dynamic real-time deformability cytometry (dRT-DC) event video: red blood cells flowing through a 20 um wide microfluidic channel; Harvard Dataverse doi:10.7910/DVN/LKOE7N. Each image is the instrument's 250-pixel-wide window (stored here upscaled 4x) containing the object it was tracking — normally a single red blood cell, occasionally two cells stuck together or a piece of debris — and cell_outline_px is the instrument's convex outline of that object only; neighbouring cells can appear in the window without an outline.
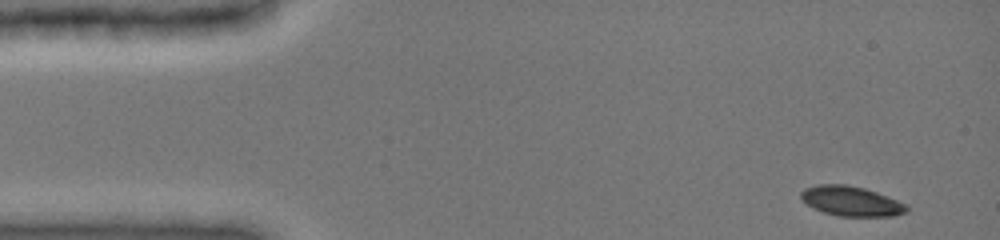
{"species": "common noctule bat (a hibernating species)", "species_latin": "Nyctalus noctula", "temperature_condition": "cold", "stored_images_in_passage": 11, "camera_frame_rate_fps": 3000, "um_per_image_px": 0.085, "animal": {"sex": "female", "body_mass_g": 19.0, "forearm_length_mm": 51.5}, "frame": {"image": 1, "passage_image": 1, "time_ms": 0.0, "image_size_px": [1000, 240], "cell_outline_px": [[908, 212], [892, 216], [840, 216], [824, 212], [812, 208], [800, 196], [800, 192], [804, 188], [816, 184], [848, 184], [864, 188], [876, 192], [896, 200], [904, 204], [908, 208]], "centroid_in_image_um": [72.32, 17.09], "position_along_channel_um": 12.7, "area_um2": 18.26}}
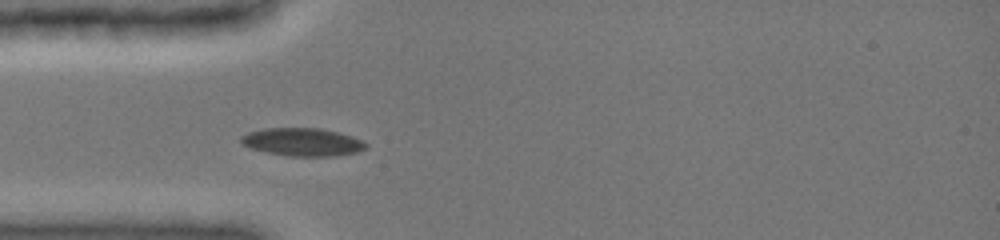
{"frame": {"image": 2, "passage_image": 8, "time_ms": 3.667, "image_size_px": [1000, 240], "cell_outline_px": [[368, 148], [356, 152], [336, 156], [292, 156], [268, 152], [252, 148], [244, 144], [240, 140], [240, 136], [248, 132], [264, 128], [320, 128], [352, 136], [368, 144]], "centroid_in_image_um": [25.73, 12.06], "position_along_channel_um": 59.3, "area_um2": 20.17}}
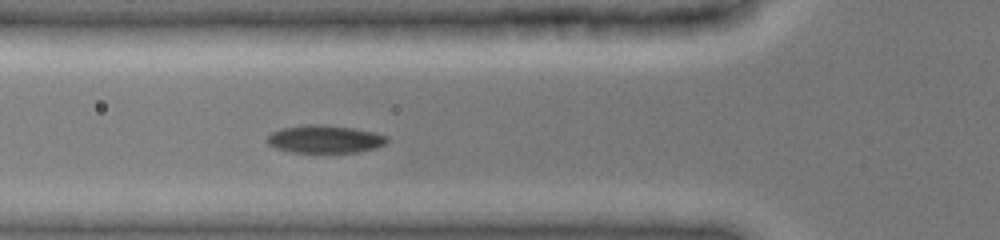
{"frame": {"image": 3, "passage_image": 11, "time_ms": 4.667, "image_size_px": [1000, 240], "cell_outline_px": [[388, 140], [384, 144], [376, 148], [356, 152], [292, 152], [276, 148], [268, 144], [264, 140], [272, 132], [280, 128], [304, 124], [324, 124], [352, 128], [372, 132], [388, 136]], "centroid_in_image_um": [27.57, 11.81], "position_along_channel_um": 98.2, "area_um2": 19.48}}